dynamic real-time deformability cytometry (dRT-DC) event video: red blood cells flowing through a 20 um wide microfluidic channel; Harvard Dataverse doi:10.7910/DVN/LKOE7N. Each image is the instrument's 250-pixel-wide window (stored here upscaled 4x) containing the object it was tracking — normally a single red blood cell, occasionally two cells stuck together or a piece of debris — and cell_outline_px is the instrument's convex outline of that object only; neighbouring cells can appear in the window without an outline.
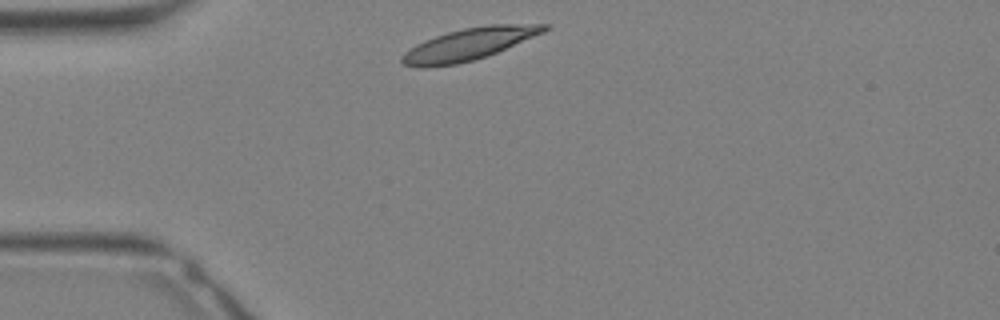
{"species": "Egyptian fruit bat (a non-hibernating species)", "species_latin": "Rousettus aegyptiacus", "temperature_condition": "warm", "stored_images_in_passage": 26, "camera_frame_rate_fps": 3000, "um_per_image_px": 0.085, "animal": {"sex": "female"}, "frame": {"image": 1, "passage_image": 1, "time_ms": 0.0, "image_size_px": [1000, 320], "cell_outline_px": [[552, 28], [544, 32], [496, 52], [472, 60], [456, 64], [424, 68], [416, 68], [404, 64], [400, 60], [400, 56], [404, 52], [416, 44], [424, 40], [448, 32], [464, 28], [488, 24], [552, 24]], "centroid_in_image_um": [39.84, 3.75], "position_along_channel_um": 45.2, "area_um2": 26.41}}
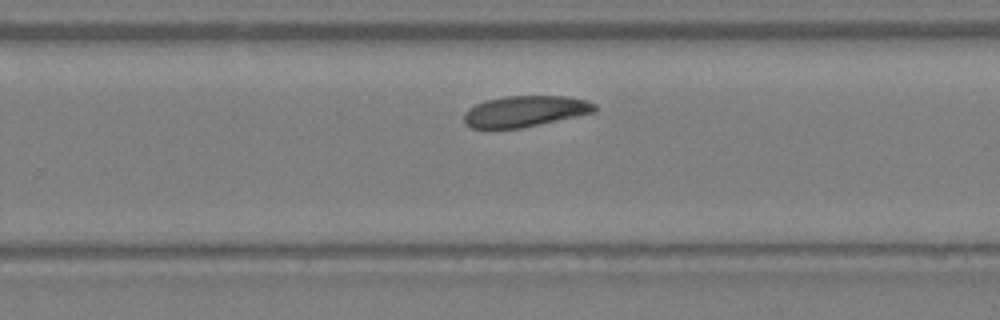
{"frame": {"image": 2, "passage_image": 14, "time_ms": 4.333, "image_size_px": [1000, 320], "cell_outline_px": [[596, 112], [540, 124], [520, 128], [472, 128], [464, 124], [464, 112], [468, 108], [484, 100], [504, 96], [564, 96], [588, 100], [596, 104]], "centroid_in_image_um": [44.62, 9.45], "position_along_channel_um": 285.2, "area_um2": 23.76}}
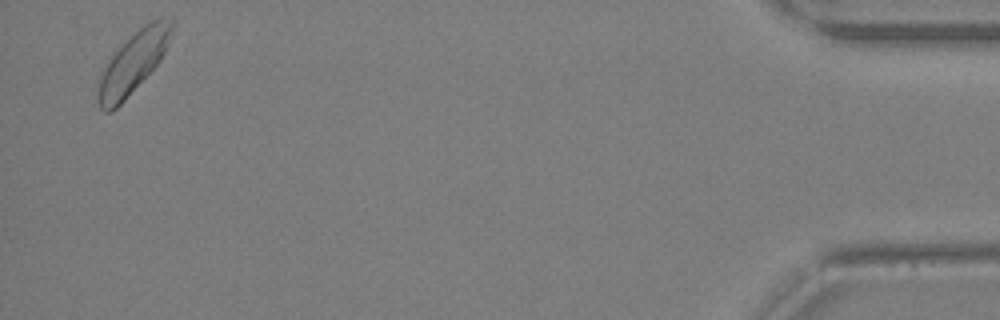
{"frame": {"image": 3, "passage_image": 25, "time_ms": 8.0, "image_size_px": [1000, 320], "cell_outline_px": [[176, 24], [172, 36], [160, 60], [124, 100], [112, 112], [104, 112], [100, 108], [96, 96], [100, 80], [104, 68], [108, 60], [144, 24], [152, 20], [172, 16]], "centroid_in_image_um": [11.36, 5.3], "position_along_channel_um": 423.8, "area_um2": 25.72}}